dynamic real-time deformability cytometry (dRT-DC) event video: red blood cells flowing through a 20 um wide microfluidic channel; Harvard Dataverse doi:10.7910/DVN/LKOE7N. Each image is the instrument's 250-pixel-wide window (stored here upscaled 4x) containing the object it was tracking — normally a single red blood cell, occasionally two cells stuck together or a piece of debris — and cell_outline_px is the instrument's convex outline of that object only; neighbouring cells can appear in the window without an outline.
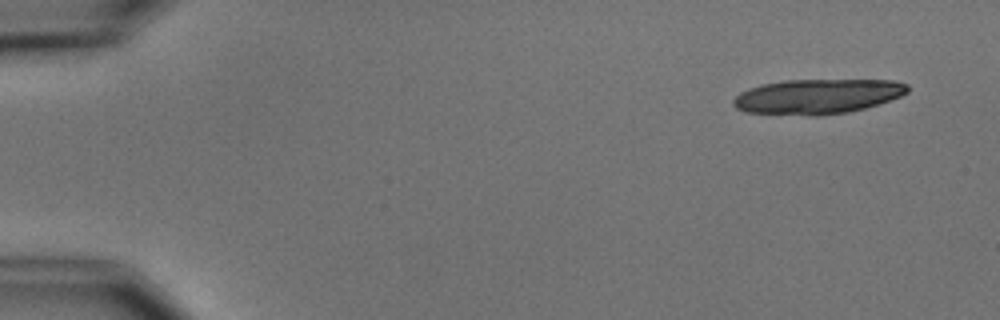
{"species": "common noctule bat (a hibernating species)", "species_latin": "Nyctalus noctula", "temperature_condition": "cold", "stored_images_in_passage": 9, "camera_frame_rate_fps": 3000, "um_per_image_px": 0.085, "animal": {"sex": "male", "body_mass_g": 15.6}, "frame": {"image": 1, "passage_image": 1, "time_ms": 0.0, "image_size_px": [1000, 320], "cell_outline_px": [[908, 92], [900, 96], [864, 108], [848, 112], [744, 112], [736, 108], [732, 104], [732, 100], [740, 92], [748, 88], [760, 84], [784, 80], [896, 80], [908, 84]], "centroid_in_image_um": [69.49, 8.13], "position_along_channel_um": 15.5, "area_um2": 33.99}}
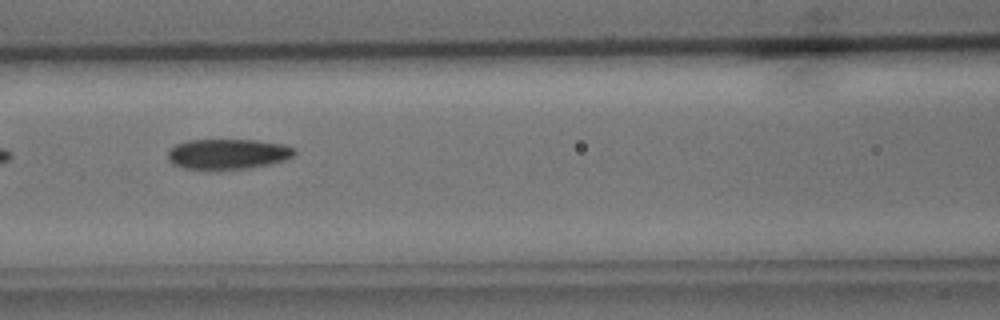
{"frame": {"image": 2, "passage_image": 7, "time_ms": 7.0, "image_size_px": [1000, 320], "cell_outline_px": [[296, 152], [292, 156], [284, 160], [248, 168], [184, 168], [172, 164], [168, 160], [168, 152], [176, 144], [188, 140], [256, 140], [284, 144], [296, 148]], "centroid_in_image_um": [19.37, 13.07], "position_along_channel_um": 147.2, "area_um2": 21.96}}
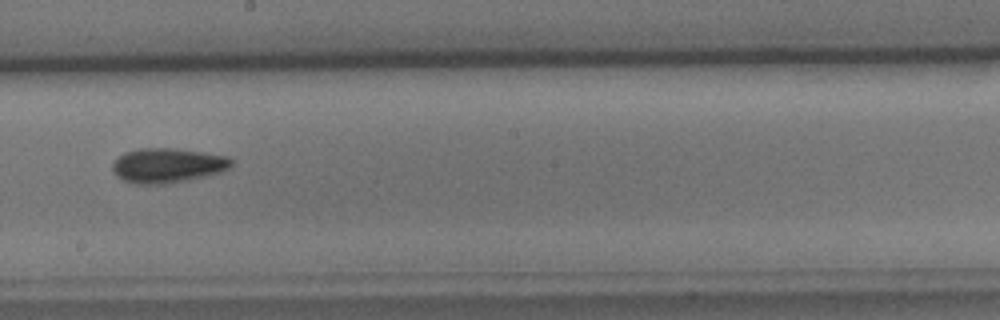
{"frame": {"image": 3, "passage_image": 9, "time_ms": 9.333, "image_size_px": [1000, 320], "cell_outline_px": [[232, 164], [228, 168], [220, 172], [204, 176], [164, 184], [136, 184], [124, 180], [116, 176], [112, 168], [112, 164], [124, 152], [140, 148], [172, 148], [228, 156], [232, 160]], "centroid_in_image_um": [14.21, 14.06], "position_along_channel_um": 234.0, "area_um2": 23.7}}